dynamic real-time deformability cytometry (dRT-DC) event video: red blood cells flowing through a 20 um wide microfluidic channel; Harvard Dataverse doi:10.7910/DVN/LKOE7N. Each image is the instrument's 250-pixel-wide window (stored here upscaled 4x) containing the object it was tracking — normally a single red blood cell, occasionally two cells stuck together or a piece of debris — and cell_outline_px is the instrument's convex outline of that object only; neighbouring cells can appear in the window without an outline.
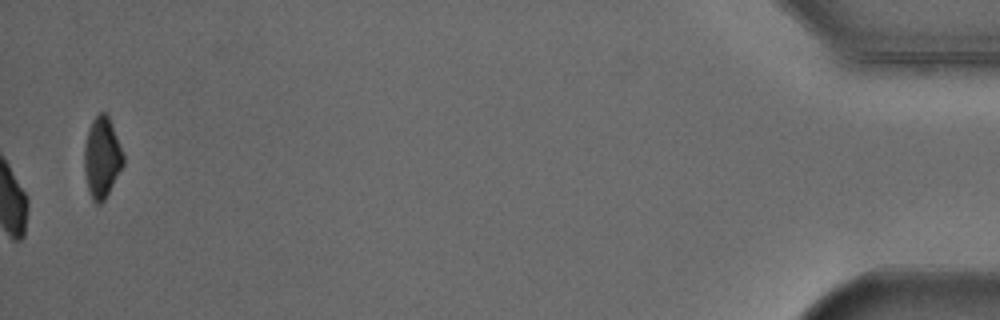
{"species": "Egyptian fruit bat (a non-hibernating species)", "species_latin": "Rousettus aegyptiacus", "temperature_condition": "cold", "stored_images_in_passage": 54, "camera_frame_rate_fps": 3000, "um_per_image_px": 0.085, "animal": {"sex": "male"}, "frame": {"image": 1, "passage_image": 54, "time_ms": 17.667, "image_size_px": [1000, 320], "cell_outline_px": [[124, 164], [104, 200], [100, 204], [96, 204], [92, 200], [88, 188], [84, 168], [84, 148], [88, 132], [92, 120], [100, 112], [104, 112], [108, 116], [124, 156]], "centroid_in_image_um": [8.66, 13.41], "position_along_channel_um": 426.5, "area_um2": 17.98}}